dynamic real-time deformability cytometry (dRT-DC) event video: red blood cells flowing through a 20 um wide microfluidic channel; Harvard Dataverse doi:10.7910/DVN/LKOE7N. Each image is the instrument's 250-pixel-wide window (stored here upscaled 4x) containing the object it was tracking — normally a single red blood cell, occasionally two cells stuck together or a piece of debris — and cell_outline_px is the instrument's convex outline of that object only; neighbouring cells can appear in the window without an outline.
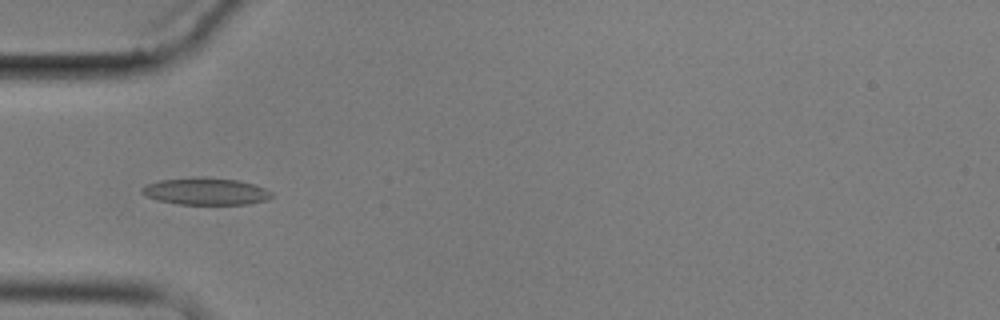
{"species": "common noctule bat (a hibernating species)", "species_latin": "Nyctalus noctula", "temperature_condition": "cold", "stored_images_in_passage": 9, "camera_frame_rate_fps": 3000, "um_per_image_px": 0.085, "animal": {"sex": "male", "body_mass_g": 17.9}, "frame": {"image": 1, "passage_image": 6, "time_ms": 5.667, "image_size_px": [1000, 320], "cell_outline_px": [[276, 196], [268, 200], [248, 204], [176, 204], [156, 200], [140, 192], [140, 188], [148, 184], [160, 180], [204, 176], [240, 180], [256, 184], [272, 192]], "centroid_in_image_um": [17.54, 16.26], "position_along_channel_um": 67.5, "area_um2": 20.81}}
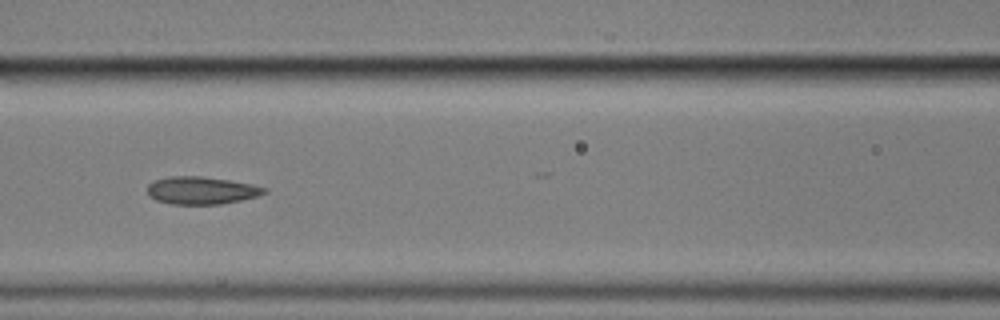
{"frame": {"image": 2, "passage_image": 8, "time_ms": 8.0, "image_size_px": [1000, 320], "cell_outline_px": [[268, 192], [256, 196], [240, 200], [220, 204], [172, 204], [156, 200], [148, 196], [148, 184], [152, 180], [168, 176], [204, 176], [252, 184], [268, 188]], "centroid_in_image_um": [17.09, 16.17], "position_along_channel_um": 149.5, "area_um2": 18.9}}
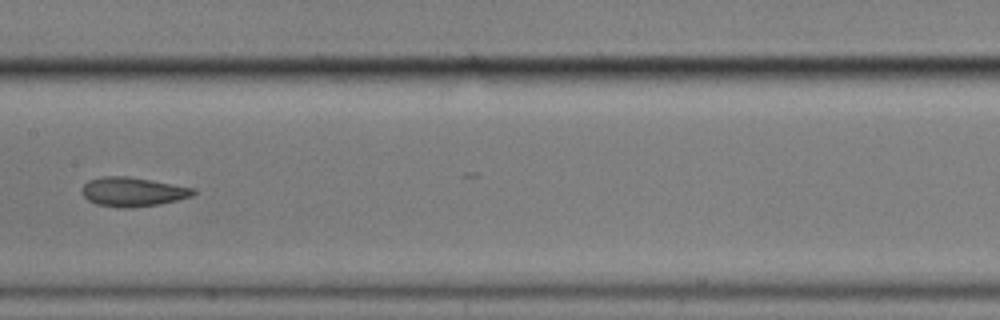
{"frame": {"image": 3, "passage_image": 9, "time_ms": 9.333, "image_size_px": [1000, 320], "cell_outline_px": [[196, 192], [192, 196], [160, 204], [128, 208], [124, 208], [96, 204], [88, 200], [80, 192], [80, 188], [88, 180], [104, 176], [128, 176], [196, 188]], "centroid_in_image_um": [11.26, 16.3], "position_along_channel_um": 196.1, "area_um2": 19.02}}